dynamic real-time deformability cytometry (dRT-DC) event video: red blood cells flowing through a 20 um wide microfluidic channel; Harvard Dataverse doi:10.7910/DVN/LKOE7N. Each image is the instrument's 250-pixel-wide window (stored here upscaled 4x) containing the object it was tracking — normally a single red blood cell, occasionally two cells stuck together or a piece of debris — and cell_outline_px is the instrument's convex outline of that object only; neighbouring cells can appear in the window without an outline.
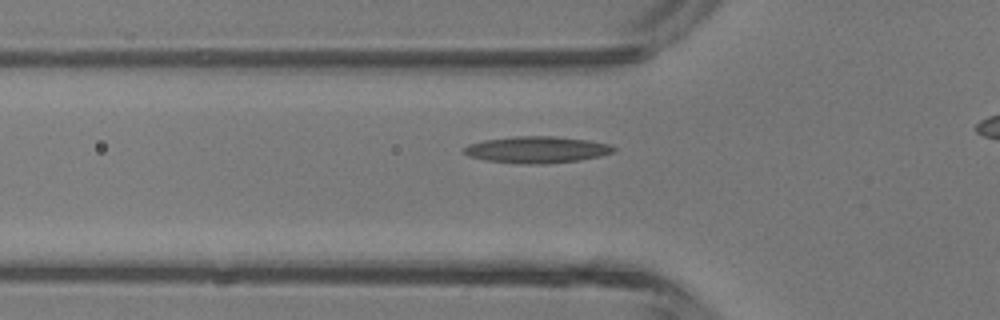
{"species": "common noctule bat (a hibernating species)", "species_latin": "Nyctalus noctula", "temperature_condition": "room temperature", "stored_images_in_passage": 4, "camera_frame_rate_fps": 3000, "um_per_image_px": 0.085, "animal": {"sex": "male", "body_mass_g": 13.3}, "frame": {"image": 1, "passage_image": 4, "time_ms": 3.667, "image_size_px": [1000, 320], "cell_outline_px": [[616, 148], [612, 152], [600, 156], [580, 160], [548, 164], [520, 164], [484, 160], [468, 156], [460, 152], [468, 144], [484, 140], [516, 136], [552, 136], [588, 140], [608, 144]], "centroid_in_image_um": [45.57, 12.73], "position_along_channel_um": 80.2, "area_um2": 23.35}}